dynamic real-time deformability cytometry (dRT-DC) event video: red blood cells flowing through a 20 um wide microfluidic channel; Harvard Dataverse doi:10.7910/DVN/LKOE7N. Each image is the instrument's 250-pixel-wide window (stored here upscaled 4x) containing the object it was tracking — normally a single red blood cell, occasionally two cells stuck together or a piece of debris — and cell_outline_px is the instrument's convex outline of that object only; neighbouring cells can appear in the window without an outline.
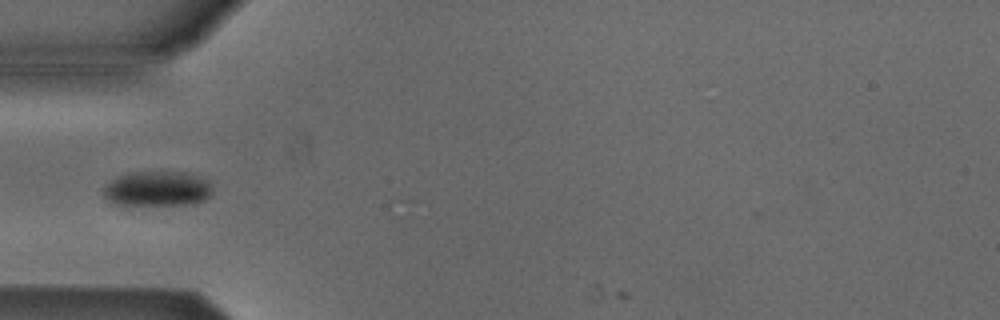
{"species": "Egyptian fruit bat (a non-hibernating species)", "species_latin": "Rousettus aegyptiacus", "temperature_condition": "cold", "stored_images_in_passage": 6, "camera_frame_rate_fps": 3000, "um_per_image_px": 0.085, "animal": {"sex": "male"}, "frame": {"image": 1, "passage_image": 5, "time_ms": 1.333, "image_size_px": [1000, 320], "cell_outline_px": [[212, 192], [204, 200], [192, 204], [112, 204], [104, 196], [104, 188], [112, 180], [120, 176], [136, 172], [164, 172], [192, 176], [208, 180], [212, 188]], "centroid_in_image_um": [13.35, 16.07], "position_along_channel_um": 71.6, "area_um2": 21.39}}